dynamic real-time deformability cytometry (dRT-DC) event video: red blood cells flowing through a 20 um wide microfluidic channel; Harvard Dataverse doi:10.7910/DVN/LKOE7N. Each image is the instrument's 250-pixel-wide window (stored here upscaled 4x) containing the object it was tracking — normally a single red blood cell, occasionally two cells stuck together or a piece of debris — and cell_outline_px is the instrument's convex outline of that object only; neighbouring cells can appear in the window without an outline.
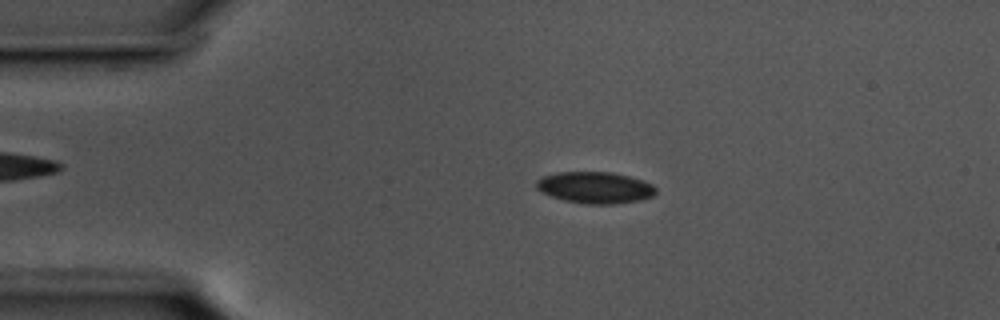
{"species": "common noctule bat (a hibernating species)", "species_latin": "Nyctalus noctula", "temperature_condition": "cold", "stored_images_in_passage": 35, "camera_frame_rate_fps": 3000, "um_per_image_px": 0.085, "animal": {"sex": "male", "body_mass_g": 17.5, "forearm_length_mm": 52.3}, "frame": {"image": 1, "passage_image": 12, "time_ms": 3.667, "image_size_px": [1000, 320], "cell_outline_px": [[656, 192], [652, 196], [640, 200], [616, 204], [584, 204], [564, 200], [552, 196], [536, 188], [536, 180], [544, 176], [556, 172], [612, 172], [644, 180], [652, 184], [656, 188]], "centroid_in_image_um": [50.6, 15.94], "position_along_channel_um": 34.4, "area_um2": 21.96}}
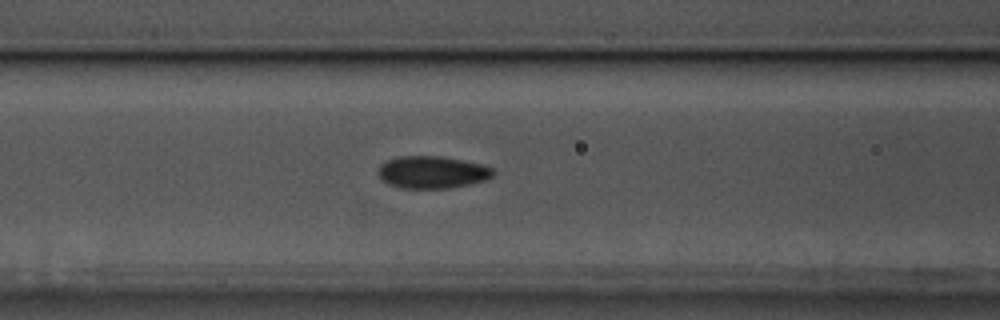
{"frame": {"image": 2, "passage_image": 23, "time_ms": 7.333, "image_size_px": [1000, 320], "cell_outline_px": [[496, 172], [492, 176], [484, 180], [468, 184], [448, 188], [400, 188], [388, 184], [376, 172], [380, 164], [396, 156], [440, 156], [480, 164], [492, 168]], "centroid_in_image_um": [36.69, 14.63], "position_along_channel_um": 129.9, "area_um2": 21.5}}
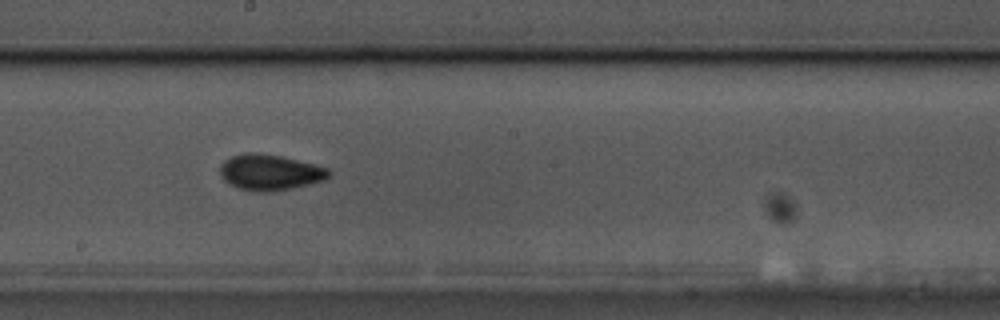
{"frame": {"image": 3, "passage_image": 31, "time_ms": 10.0, "image_size_px": [1000, 320], "cell_outline_px": [[332, 176], [324, 180], [292, 188], [268, 192], [256, 192], [240, 188], [224, 180], [220, 176], [220, 164], [224, 160], [232, 156], [244, 152], [260, 152], [280, 156], [316, 164], [328, 168], [332, 172]], "centroid_in_image_um": [22.96, 14.63], "position_along_channel_um": 225.2, "area_um2": 22.89}}